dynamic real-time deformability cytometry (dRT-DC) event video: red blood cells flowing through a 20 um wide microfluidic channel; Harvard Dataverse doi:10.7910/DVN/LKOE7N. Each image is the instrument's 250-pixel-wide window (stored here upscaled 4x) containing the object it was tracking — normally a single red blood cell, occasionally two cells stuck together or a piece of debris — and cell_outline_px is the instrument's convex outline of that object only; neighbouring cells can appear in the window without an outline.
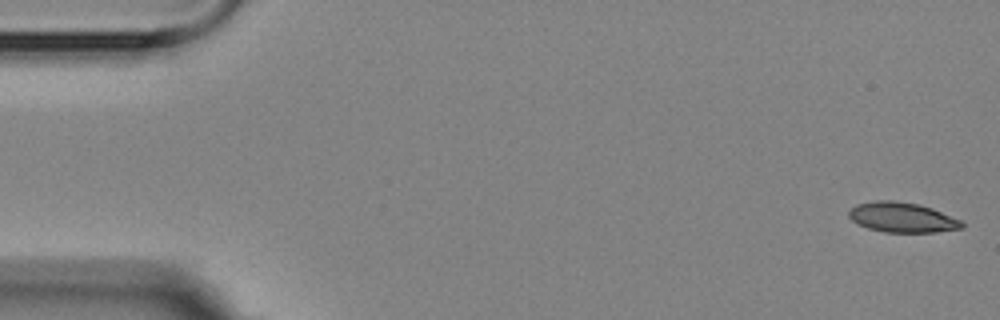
{"species": "Egyptian fruit bat (a non-hibernating species)", "species_latin": "Rousettus aegyptiacus", "temperature_condition": "room temperature", "stored_images_in_passage": 5, "camera_frame_rate_fps": 3000, "um_per_image_px": 0.085, "animal": {"sex": "female"}, "frame": {"image": 1, "passage_image": 1, "time_ms": 0.0, "image_size_px": [1000, 320], "cell_outline_px": [[964, 228], [936, 232], [884, 232], [868, 228], [856, 224], [848, 216], [848, 212], [856, 204], [876, 200], [892, 200], [916, 204], [932, 208], [960, 220], [964, 224]], "centroid_in_image_um": [76.66, 18.48], "position_along_channel_um": 8.3, "area_um2": 19.71}}